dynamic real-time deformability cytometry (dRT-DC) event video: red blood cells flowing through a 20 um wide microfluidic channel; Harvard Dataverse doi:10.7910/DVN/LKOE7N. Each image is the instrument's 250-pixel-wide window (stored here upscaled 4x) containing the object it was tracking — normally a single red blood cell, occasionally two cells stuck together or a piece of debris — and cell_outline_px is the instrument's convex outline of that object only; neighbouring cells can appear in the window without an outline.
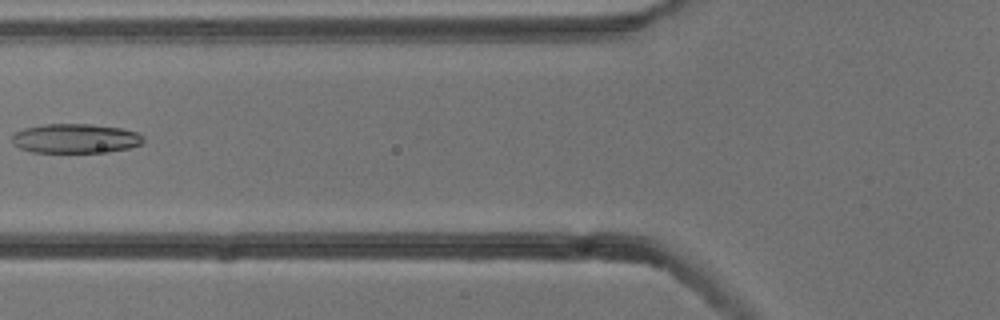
{"species": "common noctule bat (a hibernating species)", "species_latin": "Nyctalus noctula", "temperature_condition": "cold", "stored_images_in_passage": 7, "camera_frame_rate_fps": 3000, "um_per_image_px": 0.085, "animal": {"sex": "male", "body_mass_g": 13.3}, "frame": {"image": 1, "passage_image": 6, "time_ms": 1.667, "image_size_px": [1000, 320], "cell_outline_px": [[144, 140], [140, 144], [128, 148], [108, 152], [32, 152], [20, 148], [12, 140], [12, 136], [16, 132], [24, 128], [44, 124], [92, 124], [120, 128], [140, 132], [144, 136]], "centroid_in_image_um": [6.45, 11.76], "position_along_channel_um": 119.3, "area_um2": 22.48}}
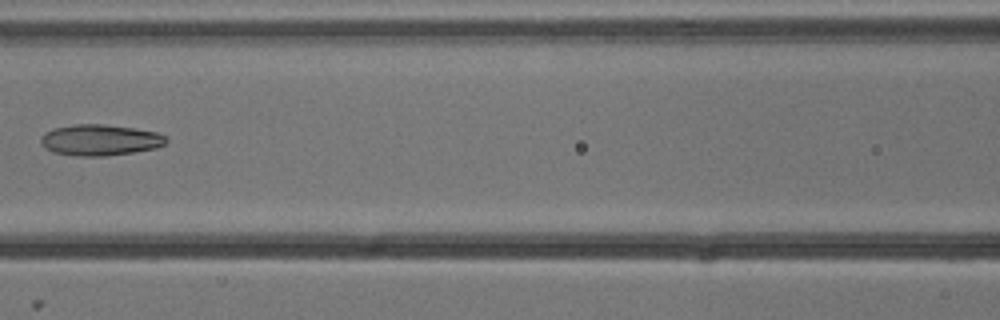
{"frame": {"image": 2, "passage_image": 7, "time_ms": 2.0, "image_size_px": [1000, 320], "cell_outline_px": [[168, 140], [164, 144], [156, 148], [132, 152], [104, 156], [76, 156], [52, 152], [44, 148], [40, 144], [40, 136], [44, 132], [52, 128], [72, 124], [100, 124], [136, 128], [156, 132], [164, 136]], "centroid_in_image_um": [8.43, 11.89], "position_along_channel_um": 158.2, "area_um2": 22.89}}